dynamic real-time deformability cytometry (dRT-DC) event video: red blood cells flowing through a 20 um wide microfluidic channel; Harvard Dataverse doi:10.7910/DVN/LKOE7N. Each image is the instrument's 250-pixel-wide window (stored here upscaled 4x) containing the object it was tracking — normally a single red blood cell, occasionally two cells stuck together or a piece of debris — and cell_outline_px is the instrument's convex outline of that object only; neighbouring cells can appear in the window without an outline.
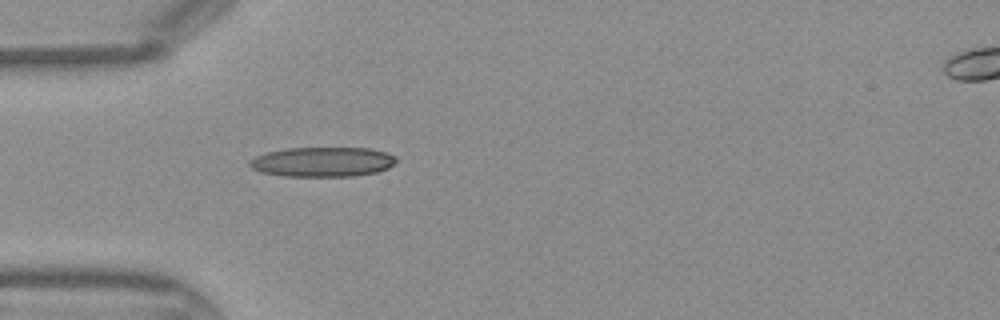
{"species": "Egyptian fruit bat (a non-hibernating species)", "species_latin": "Rousettus aegyptiacus", "temperature_condition": "warm", "stored_images_in_passage": 26, "camera_frame_rate_fps": 3000, "um_per_image_px": 0.085, "frame": {"image": 1, "passage_image": 1, "time_ms": 0.0, "image_size_px": [1000, 320], "cell_outline_px": [[396, 160], [388, 168], [376, 172], [352, 176], [280, 176], [260, 172], [252, 168], [248, 164], [248, 160], [256, 156], [268, 152], [284, 148], [368, 148], [384, 152], [396, 156]], "centroid_in_image_um": [27.36, 13.76], "position_along_channel_um": 57.6, "area_um2": 25.37}}
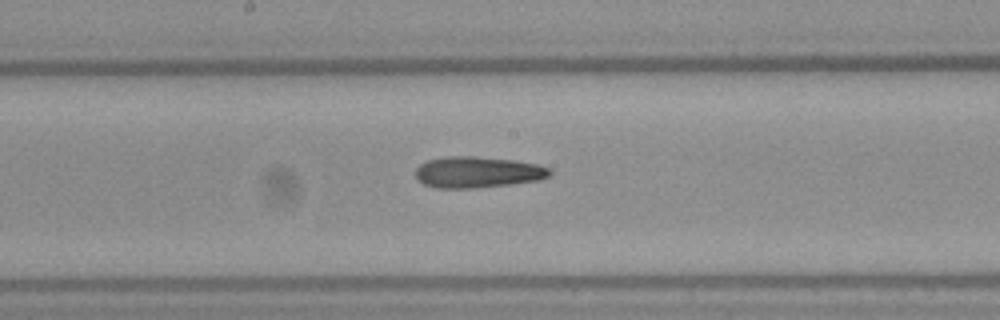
{"frame": {"image": 2, "passage_image": 11, "time_ms": 3.333, "image_size_px": [1000, 320], "cell_outline_px": [[552, 172], [548, 176], [540, 180], [476, 188], [436, 188], [424, 184], [416, 176], [416, 168], [420, 164], [428, 160], [448, 156], [472, 156], [512, 160], [536, 164], [548, 168]], "centroid_in_image_um": [40.57, 14.64], "position_along_channel_um": 207.6, "area_um2": 24.16}}
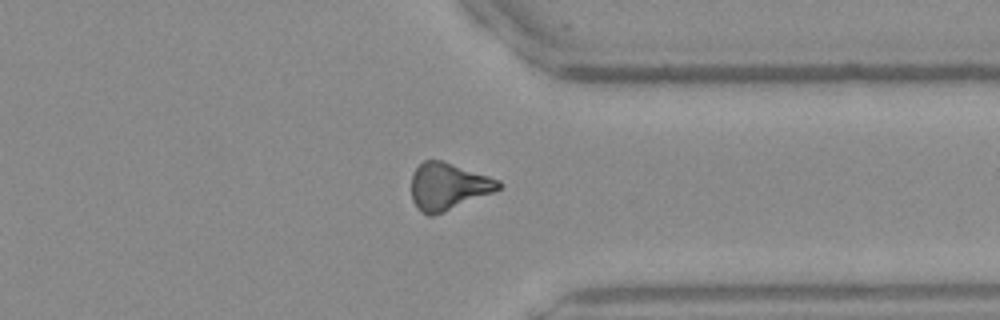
{"frame": {"image": 3, "passage_image": 22, "time_ms": 7.0, "image_size_px": [1000, 320], "cell_outline_px": [[504, 184], [500, 188], [492, 192], [444, 212], [432, 216], [428, 216], [420, 212], [416, 208], [412, 200], [412, 172], [424, 160], [440, 160], [500, 180]], "centroid_in_image_um": [38.06, 15.86], "position_along_channel_um": 373.3, "area_um2": 23.7}}